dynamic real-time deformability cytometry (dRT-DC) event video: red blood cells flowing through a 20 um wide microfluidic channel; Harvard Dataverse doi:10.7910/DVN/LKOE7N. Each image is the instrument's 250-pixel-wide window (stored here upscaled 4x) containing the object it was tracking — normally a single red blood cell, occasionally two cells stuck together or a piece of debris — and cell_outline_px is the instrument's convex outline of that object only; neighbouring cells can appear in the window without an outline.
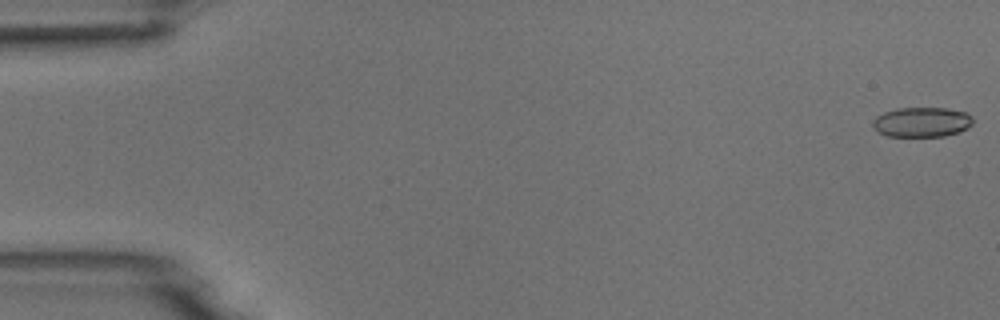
{"species": "common noctule bat (a hibernating species)", "species_latin": "Nyctalus noctula", "temperature_condition": "room temperature", "stored_images_in_passage": 5, "camera_frame_rate_fps": 3000, "um_per_image_px": 0.085, "animal": {"sex": "male", "body_mass_g": 18.8}, "frame": {"image": 1, "passage_image": 1, "time_ms": 0.0, "image_size_px": [1000, 320], "cell_outline_px": [[972, 124], [968, 128], [960, 132], [944, 136], [888, 136], [876, 132], [872, 128], [872, 120], [876, 116], [884, 112], [896, 108], [948, 108], [964, 112], [972, 116]], "centroid_in_image_um": [78.32, 10.38], "position_along_channel_um": 6.7, "area_um2": 17.63}}
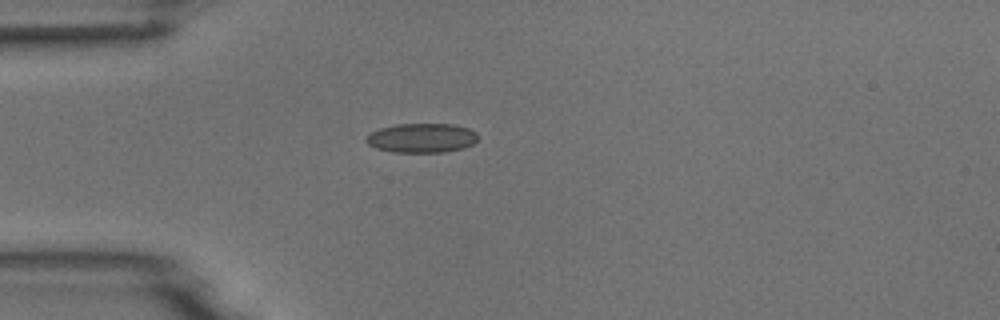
{"frame": {"image": 2, "passage_image": 5, "time_ms": 4.667, "image_size_px": [1000, 320], "cell_outline_px": [[476, 140], [472, 144], [464, 148], [444, 152], [392, 152], [376, 148], [368, 144], [364, 140], [372, 132], [380, 128], [396, 124], [452, 124], [468, 128], [476, 132]], "centroid_in_image_um": [35.83, 11.73], "position_along_channel_um": 49.2, "area_um2": 19.02}}